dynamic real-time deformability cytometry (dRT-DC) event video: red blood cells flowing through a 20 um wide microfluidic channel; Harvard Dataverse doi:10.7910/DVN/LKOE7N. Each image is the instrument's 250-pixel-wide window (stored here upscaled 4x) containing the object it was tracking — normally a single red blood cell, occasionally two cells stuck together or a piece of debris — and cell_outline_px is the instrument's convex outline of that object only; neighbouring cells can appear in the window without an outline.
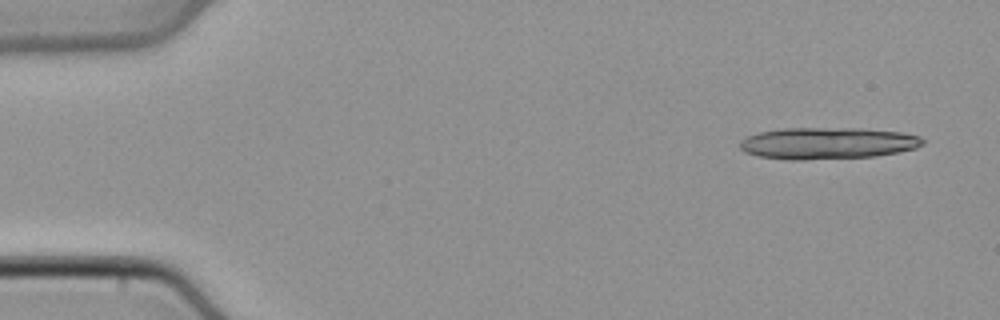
{"species": "common noctule bat (a hibernating species)", "species_latin": "Nyctalus noctula", "temperature_condition": "cold", "stored_images_in_passage": 12, "camera_frame_rate_fps": 3000, "um_per_image_px": 0.085, "animal": {"sex": "male", "body_mass_g": 21.5, "forearm_length_mm": 52.0}, "frame": {"image": 1, "passage_image": 1, "time_ms": 0.0, "image_size_px": [1000, 320], "cell_outline_px": [[924, 144], [916, 148], [876, 156], [804, 160], [788, 160], [756, 156], [744, 152], [740, 148], [740, 140], [748, 136], [760, 132], [784, 128], [860, 128], [900, 132], [920, 136], [924, 140]], "centroid_in_image_um": [70.32, 12.18], "position_along_channel_um": 14.7, "area_um2": 33.93}}